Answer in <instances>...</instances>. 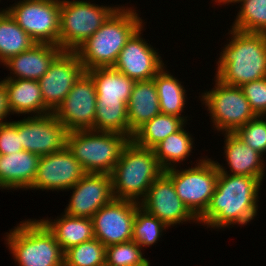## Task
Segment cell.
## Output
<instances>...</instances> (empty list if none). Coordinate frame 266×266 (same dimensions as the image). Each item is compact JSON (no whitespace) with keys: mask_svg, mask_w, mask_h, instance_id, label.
<instances>
[{"mask_svg":"<svg viewBox=\"0 0 266 266\" xmlns=\"http://www.w3.org/2000/svg\"><path fill=\"white\" fill-rule=\"evenodd\" d=\"M261 185L256 177L219 172L210 204L198 223L210 229L224 230L230 225L252 222L258 215Z\"/></svg>","mask_w":266,"mask_h":266,"instance_id":"1","label":"cell"},{"mask_svg":"<svg viewBox=\"0 0 266 266\" xmlns=\"http://www.w3.org/2000/svg\"><path fill=\"white\" fill-rule=\"evenodd\" d=\"M231 37L220 52L215 77L240 87L266 77V33L230 28Z\"/></svg>","mask_w":266,"mask_h":266,"instance_id":"2","label":"cell"},{"mask_svg":"<svg viewBox=\"0 0 266 266\" xmlns=\"http://www.w3.org/2000/svg\"><path fill=\"white\" fill-rule=\"evenodd\" d=\"M134 7L121 5L75 53L85 70L113 67L131 36L145 25ZM144 22V23H143Z\"/></svg>","mask_w":266,"mask_h":266,"instance_id":"3","label":"cell"},{"mask_svg":"<svg viewBox=\"0 0 266 266\" xmlns=\"http://www.w3.org/2000/svg\"><path fill=\"white\" fill-rule=\"evenodd\" d=\"M163 172L153 149L141 147L130 140L110 174L114 199L139 203Z\"/></svg>","mask_w":266,"mask_h":266,"instance_id":"4","label":"cell"},{"mask_svg":"<svg viewBox=\"0 0 266 266\" xmlns=\"http://www.w3.org/2000/svg\"><path fill=\"white\" fill-rule=\"evenodd\" d=\"M5 245L18 266H64V251L39 219H25L6 232Z\"/></svg>","mask_w":266,"mask_h":266,"instance_id":"5","label":"cell"},{"mask_svg":"<svg viewBox=\"0 0 266 266\" xmlns=\"http://www.w3.org/2000/svg\"><path fill=\"white\" fill-rule=\"evenodd\" d=\"M130 139L120 133L77 130L68 132L67 147L86 173L111 174Z\"/></svg>","mask_w":266,"mask_h":266,"instance_id":"6","label":"cell"},{"mask_svg":"<svg viewBox=\"0 0 266 266\" xmlns=\"http://www.w3.org/2000/svg\"><path fill=\"white\" fill-rule=\"evenodd\" d=\"M91 2L60 0L58 46L63 51H75L120 7V5L100 6Z\"/></svg>","mask_w":266,"mask_h":266,"instance_id":"7","label":"cell"},{"mask_svg":"<svg viewBox=\"0 0 266 266\" xmlns=\"http://www.w3.org/2000/svg\"><path fill=\"white\" fill-rule=\"evenodd\" d=\"M205 157L198 158L192 167L180 170L174 167L164 171L172 180L178 197L197 219L210 204L219 174L214 160Z\"/></svg>","mask_w":266,"mask_h":266,"instance_id":"8","label":"cell"},{"mask_svg":"<svg viewBox=\"0 0 266 266\" xmlns=\"http://www.w3.org/2000/svg\"><path fill=\"white\" fill-rule=\"evenodd\" d=\"M214 79V87L204 90L200 100L205 104L216 131L234 133L256 115L240 87L226 85L216 77Z\"/></svg>","mask_w":266,"mask_h":266,"instance_id":"9","label":"cell"},{"mask_svg":"<svg viewBox=\"0 0 266 266\" xmlns=\"http://www.w3.org/2000/svg\"><path fill=\"white\" fill-rule=\"evenodd\" d=\"M5 10L37 44L58 45L60 0H19Z\"/></svg>","mask_w":266,"mask_h":266,"instance_id":"10","label":"cell"},{"mask_svg":"<svg viewBox=\"0 0 266 266\" xmlns=\"http://www.w3.org/2000/svg\"><path fill=\"white\" fill-rule=\"evenodd\" d=\"M96 98L94 81L85 71L54 114L68 132L94 130Z\"/></svg>","mask_w":266,"mask_h":266,"instance_id":"11","label":"cell"},{"mask_svg":"<svg viewBox=\"0 0 266 266\" xmlns=\"http://www.w3.org/2000/svg\"><path fill=\"white\" fill-rule=\"evenodd\" d=\"M138 202L113 199L93 216L94 237L105 247L132 240Z\"/></svg>","mask_w":266,"mask_h":266,"instance_id":"12","label":"cell"},{"mask_svg":"<svg viewBox=\"0 0 266 266\" xmlns=\"http://www.w3.org/2000/svg\"><path fill=\"white\" fill-rule=\"evenodd\" d=\"M85 68L75 51H62L38 80L45 107L54 113L62 104Z\"/></svg>","mask_w":266,"mask_h":266,"instance_id":"13","label":"cell"},{"mask_svg":"<svg viewBox=\"0 0 266 266\" xmlns=\"http://www.w3.org/2000/svg\"><path fill=\"white\" fill-rule=\"evenodd\" d=\"M68 131L54 113L28 116L20 120V140L23 150L45 156L67 146Z\"/></svg>","mask_w":266,"mask_h":266,"instance_id":"14","label":"cell"},{"mask_svg":"<svg viewBox=\"0 0 266 266\" xmlns=\"http://www.w3.org/2000/svg\"><path fill=\"white\" fill-rule=\"evenodd\" d=\"M86 174L66 146L63 150L41 156L29 190L69 191Z\"/></svg>","mask_w":266,"mask_h":266,"instance_id":"15","label":"cell"},{"mask_svg":"<svg viewBox=\"0 0 266 266\" xmlns=\"http://www.w3.org/2000/svg\"><path fill=\"white\" fill-rule=\"evenodd\" d=\"M139 205L167 227L185 222L199 224L198 219L178 197L172 180L164 172L151 184Z\"/></svg>","mask_w":266,"mask_h":266,"instance_id":"16","label":"cell"},{"mask_svg":"<svg viewBox=\"0 0 266 266\" xmlns=\"http://www.w3.org/2000/svg\"><path fill=\"white\" fill-rule=\"evenodd\" d=\"M141 26L120 51L113 68L135 81L153 79L166 65L156 48L142 37Z\"/></svg>","mask_w":266,"mask_h":266,"instance_id":"17","label":"cell"},{"mask_svg":"<svg viewBox=\"0 0 266 266\" xmlns=\"http://www.w3.org/2000/svg\"><path fill=\"white\" fill-rule=\"evenodd\" d=\"M64 213L74 217L92 218L114 199L110 174L86 173L72 188Z\"/></svg>","mask_w":266,"mask_h":266,"instance_id":"18","label":"cell"},{"mask_svg":"<svg viewBox=\"0 0 266 266\" xmlns=\"http://www.w3.org/2000/svg\"><path fill=\"white\" fill-rule=\"evenodd\" d=\"M225 135V136H224ZM224 155L227 167H223L217 160L214 161L221 173L232 175L252 176L263 182L265 174V161L262 154L244 144L235 133H223Z\"/></svg>","mask_w":266,"mask_h":266,"instance_id":"19","label":"cell"},{"mask_svg":"<svg viewBox=\"0 0 266 266\" xmlns=\"http://www.w3.org/2000/svg\"><path fill=\"white\" fill-rule=\"evenodd\" d=\"M63 50L58 45L35 44L31 49L9 58L3 66L10 70L5 79L39 80Z\"/></svg>","mask_w":266,"mask_h":266,"instance_id":"20","label":"cell"},{"mask_svg":"<svg viewBox=\"0 0 266 266\" xmlns=\"http://www.w3.org/2000/svg\"><path fill=\"white\" fill-rule=\"evenodd\" d=\"M40 156L23 150L0 155V189L28 190L35 179Z\"/></svg>","mask_w":266,"mask_h":266,"instance_id":"21","label":"cell"},{"mask_svg":"<svg viewBox=\"0 0 266 266\" xmlns=\"http://www.w3.org/2000/svg\"><path fill=\"white\" fill-rule=\"evenodd\" d=\"M10 112L42 116L51 113L44 104L39 81L30 79H3Z\"/></svg>","mask_w":266,"mask_h":266,"instance_id":"22","label":"cell"},{"mask_svg":"<svg viewBox=\"0 0 266 266\" xmlns=\"http://www.w3.org/2000/svg\"><path fill=\"white\" fill-rule=\"evenodd\" d=\"M129 130L134 134L141 126L160 114L154 80L136 81L127 105Z\"/></svg>","mask_w":266,"mask_h":266,"instance_id":"23","label":"cell"},{"mask_svg":"<svg viewBox=\"0 0 266 266\" xmlns=\"http://www.w3.org/2000/svg\"><path fill=\"white\" fill-rule=\"evenodd\" d=\"M86 72L94 81L96 102H123L128 105L135 80L113 67H97Z\"/></svg>","mask_w":266,"mask_h":266,"instance_id":"24","label":"cell"},{"mask_svg":"<svg viewBox=\"0 0 266 266\" xmlns=\"http://www.w3.org/2000/svg\"><path fill=\"white\" fill-rule=\"evenodd\" d=\"M59 216L54 220L48 217L40 220L53 233L64 252L72 246L95 238L91 218L74 217L64 212Z\"/></svg>","mask_w":266,"mask_h":266,"instance_id":"25","label":"cell"},{"mask_svg":"<svg viewBox=\"0 0 266 266\" xmlns=\"http://www.w3.org/2000/svg\"><path fill=\"white\" fill-rule=\"evenodd\" d=\"M166 69L164 66L153 78L159 98L160 112L183 118L187 122L188 116L182 114L187 104V90L181 81Z\"/></svg>","mask_w":266,"mask_h":266,"instance_id":"26","label":"cell"},{"mask_svg":"<svg viewBox=\"0 0 266 266\" xmlns=\"http://www.w3.org/2000/svg\"><path fill=\"white\" fill-rule=\"evenodd\" d=\"M184 127H186V124L153 148L154 154L164 171L178 167V165L181 168V163L188 159L193 153L192 150L195 149L193 148L194 138L191 137L193 135L189 131L187 132Z\"/></svg>","mask_w":266,"mask_h":266,"instance_id":"27","label":"cell"},{"mask_svg":"<svg viewBox=\"0 0 266 266\" xmlns=\"http://www.w3.org/2000/svg\"><path fill=\"white\" fill-rule=\"evenodd\" d=\"M35 44L6 10L0 12V63L31 49Z\"/></svg>","mask_w":266,"mask_h":266,"instance_id":"28","label":"cell"},{"mask_svg":"<svg viewBox=\"0 0 266 266\" xmlns=\"http://www.w3.org/2000/svg\"><path fill=\"white\" fill-rule=\"evenodd\" d=\"M187 123L183 118L160 113L141 126L134 133L132 140L141 147L153 149Z\"/></svg>","mask_w":266,"mask_h":266,"instance_id":"29","label":"cell"},{"mask_svg":"<svg viewBox=\"0 0 266 266\" xmlns=\"http://www.w3.org/2000/svg\"><path fill=\"white\" fill-rule=\"evenodd\" d=\"M94 131L120 133L132 140L134 134L129 130L127 105L123 102H96Z\"/></svg>","mask_w":266,"mask_h":266,"instance_id":"30","label":"cell"},{"mask_svg":"<svg viewBox=\"0 0 266 266\" xmlns=\"http://www.w3.org/2000/svg\"><path fill=\"white\" fill-rule=\"evenodd\" d=\"M240 9L233 29L244 32L266 33V0H239Z\"/></svg>","mask_w":266,"mask_h":266,"instance_id":"31","label":"cell"},{"mask_svg":"<svg viewBox=\"0 0 266 266\" xmlns=\"http://www.w3.org/2000/svg\"><path fill=\"white\" fill-rule=\"evenodd\" d=\"M166 229L169 228L161 220L148 213L140 205L138 206L133 223L132 240L142 249L155 245L158 240L160 241Z\"/></svg>","mask_w":266,"mask_h":266,"instance_id":"32","label":"cell"},{"mask_svg":"<svg viewBox=\"0 0 266 266\" xmlns=\"http://www.w3.org/2000/svg\"><path fill=\"white\" fill-rule=\"evenodd\" d=\"M106 247L96 238L64 252V266H105Z\"/></svg>","mask_w":266,"mask_h":266,"instance_id":"33","label":"cell"},{"mask_svg":"<svg viewBox=\"0 0 266 266\" xmlns=\"http://www.w3.org/2000/svg\"><path fill=\"white\" fill-rule=\"evenodd\" d=\"M142 252L144 249L133 240L107 246L105 266H150Z\"/></svg>","mask_w":266,"mask_h":266,"instance_id":"34","label":"cell"},{"mask_svg":"<svg viewBox=\"0 0 266 266\" xmlns=\"http://www.w3.org/2000/svg\"><path fill=\"white\" fill-rule=\"evenodd\" d=\"M256 152L266 155V117L256 116L234 132Z\"/></svg>","mask_w":266,"mask_h":266,"instance_id":"35","label":"cell"},{"mask_svg":"<svg viewBox=\"0 0 266 266\" xmlns=\"http://www.w3.org/2000/svg\"><path fill=\"white\" fill-rule=\"evenodd\" d=\"M256 116H266V77L240 86Z\"/></svg>","mask_w":266,"mask_h":266,"instance_id":"36","label":"cell"},{"mask_svg":"<svg viewBox=\"0 0 266 266\" xmlns=\"http://www.w3.org/2000/svg\"><path fill=\"white\" fill-rule=\"evenodd\" d=\"M23 151L20 140V120L0 124V155Z\"/></svg>","mask_w":266,"mask_h":266,"instance_id":"37","label":"cell"},{"mask_svg":"<svg viewBox=\"0 0 266 266\" xmlns=\"http://www.w3.org/2000/svg\"><path fill=\"white\" fill-rule=\"evenodd\" d=\"M10 114L12 115L8 104V93L4 82L1 80L0 81V124L7 123L5 119L11 116Z\"/></svg>","mask_w":266,"mask_h":266,"instance_id":"38","label":"cell"},{"mask_svg":"<svg viewBox=\"0 0 266 266\" xmlns=\"http://www.w3.org/2000/svg\"><path fill=\"white\" fill-rule=\"evenodd\" d=\"M216 3H218L217 5H229V4H236L239 0H212Z\"/></svg>","mask_w":266,"mask_h":266,"instance_id":"39","label":"cell"}]
</instances>
